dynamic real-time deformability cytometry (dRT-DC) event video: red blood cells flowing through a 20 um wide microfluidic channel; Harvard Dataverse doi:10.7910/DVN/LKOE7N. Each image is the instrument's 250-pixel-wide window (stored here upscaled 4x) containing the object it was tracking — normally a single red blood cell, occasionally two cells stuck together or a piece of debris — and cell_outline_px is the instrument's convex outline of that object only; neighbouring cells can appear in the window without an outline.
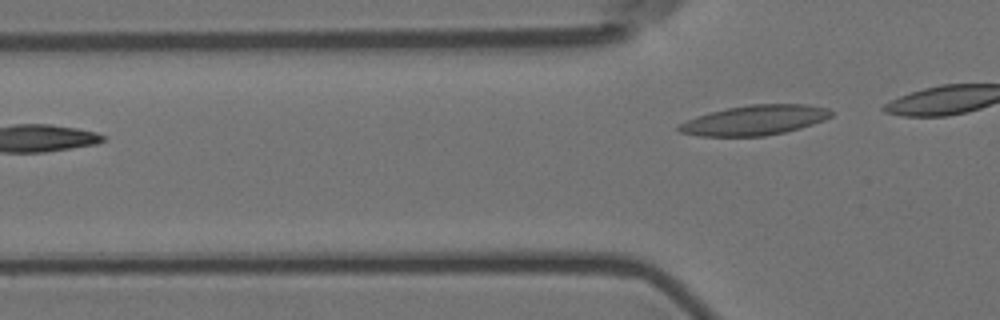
{"species": "Egyptian fruit bat (a non-hibernating species)", "species_latin": "Rousettus aegyptiacus", "temperature_condition": "room temperature", "stored_images_in_passage": 5, "segment_of_instrument_passage": [2, 2], "camera_frame_rate_fps": 3000, "um_per_image_px": 0.085, "animal": {"sex": "female"}, "frame": {"image": 1, "passage_image": 5, "time_ms": 1.333, "image_size_px": [1000, 320], "cell_outline_px": [[836, 112], [832, 116], [824, 120], [800, 128], [784, 132], [764, 136], [700, 136], [680, 132], [676, 128], [680, 124], [696, 116], [728, 108], [748, 104], [804, 104], [828, 108]], "centroid_in_image_um": [64.19, 10.21], "position_along_channel_um": 61.6, "area_um2": 26.47}}